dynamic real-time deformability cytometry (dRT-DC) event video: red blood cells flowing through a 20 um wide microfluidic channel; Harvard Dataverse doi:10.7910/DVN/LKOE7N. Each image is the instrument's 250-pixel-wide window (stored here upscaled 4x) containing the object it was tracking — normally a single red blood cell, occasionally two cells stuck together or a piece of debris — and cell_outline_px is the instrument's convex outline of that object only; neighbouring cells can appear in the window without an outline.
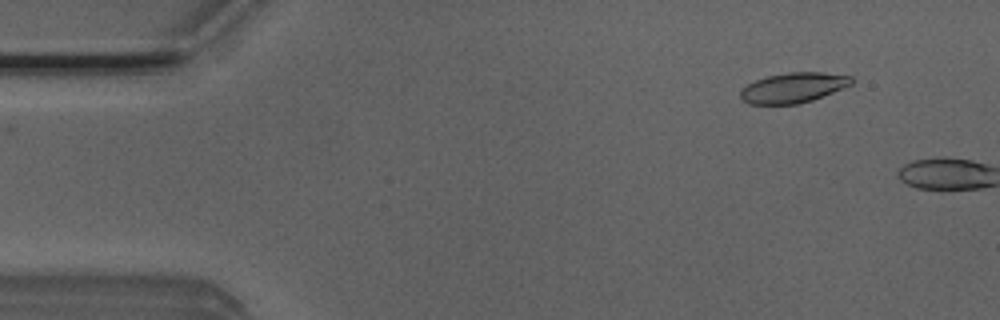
{"species": "Egyptian fruit bat (a non-hibernating species)", "species_latin": "Rousettus aegyptiacus", "temperature_condition": "room temperature", "stored_images_in_passage": 2, "camera_frame_rate_fps": 3000, "um_per_image_px": 0.085, "animal": {"sex": "male"}, "frame": {"image": 1, "passage_image": 1, "time_ms": 0.0, "image_size_px": [1000, 320], "cell_outline_px": [[852, 84], [812, 100], [796, 104], [748, 104], [740, 100], [740, 92], [748, 84], [756, 80], [768, 76], [788, 72], [824, 72], [852, 76]], "centroid_in_image_um": [67.41, 7.45], "position_along_channel_um": 17.6, "area_um2": 19.36}}